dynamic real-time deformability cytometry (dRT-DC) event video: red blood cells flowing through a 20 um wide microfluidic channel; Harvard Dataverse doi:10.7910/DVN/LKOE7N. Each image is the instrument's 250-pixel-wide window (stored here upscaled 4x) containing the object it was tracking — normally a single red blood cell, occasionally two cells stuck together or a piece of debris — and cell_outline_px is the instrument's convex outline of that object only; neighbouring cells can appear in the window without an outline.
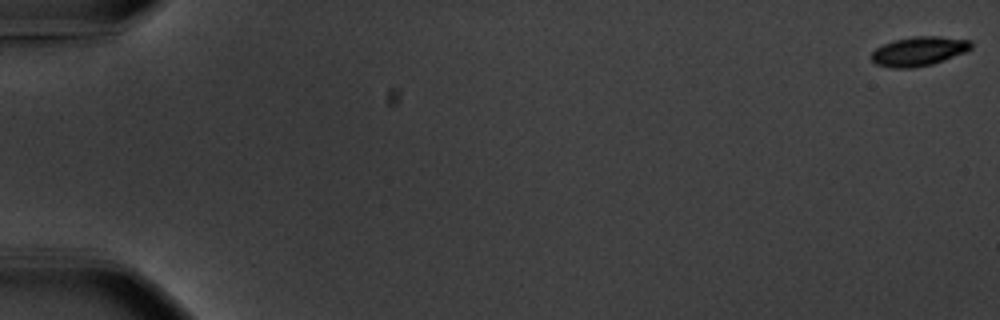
{"species": "common noctule bat (a hibernating species)", "species_latin": "Nyctalus noctula", "temperature_condition": "warm", "stored_images_in_passage": 57, "camera_frame_rate_fps": 3000, "um_per_image_px": 0.085, "animal": {"sex": "male", "body_mass_g": 20.1, "forearm_length_mm": 53.5}, "frame": {"image": 1, "passage_image": 1, "time_ms": 0.0, "image_size_px": [1000, 320], "cell_outline_px": [[972, 48], [964, 52], [944, 60], [932, 64], [912, 68], [892, 68], [876, 64], [872, 60], [872, 52], [876, 48], [884, 44], [896, 40], [912, 36], [940, 36], [972, 40]], "centroid_in_image_um": [78.12, 4.35], "position_along_channel_um": 6.9, "area_um2": 16.94}}
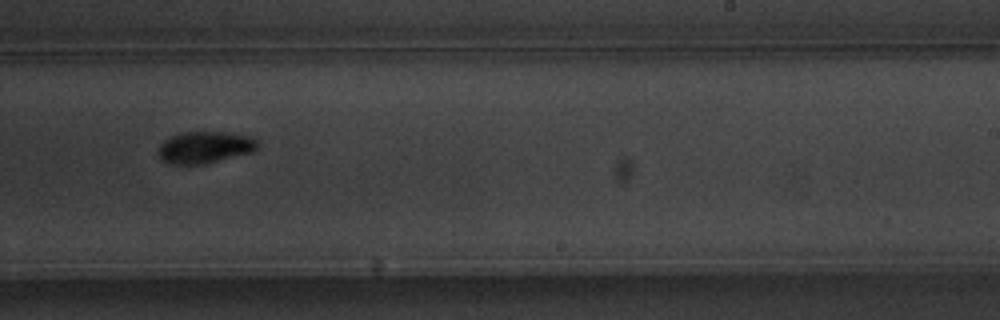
{"frame": {"image": 2, "passage_image": 37, "time_ms": 12.0, "image_size_px": [1000, 320], "cell_outline_px": [[260, 144], [256, 152], [204, 164], [168, 164], [156, 152], [160, 144], [164, 140], [180, 132], [228, 132], [252, 136], [260, 140]], "centroid_in_image_um": [17.49, 12.52], "position_along_channel_um": 271.5, "area_um2": 18.9}}
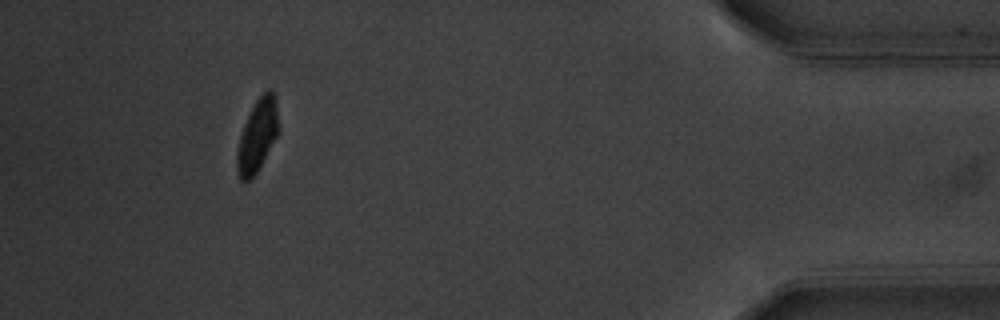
{"frame": {"image": 3, "passage_image": 53, "time_ms": 17.333, "image_size_px": [1000, 320], "cell_outline_px": [[280, 132], [256, 172], [248, 180], [240, 180], [236, 168], [236, 156], [240, 136], [244, 124], [256, 100], [268, 88], [272, 92], [276, 100]], "centroid_in_image_um": [21.89, 11.51], "position_along_channel_um": 413.3, "area_um2": 17.4}, "authors_computed_cell_mechanics": {"area_um2": 17.8602, "velocity_mm_per_s": 3.6585, "shape_relaxation_time_tau1_ms": 2.1616, "shape_relaxation_time_tau2_ms": 4.3233, "deformation_change_tau1": 0.1422, "deformation_change_tau2": 0.0689}}